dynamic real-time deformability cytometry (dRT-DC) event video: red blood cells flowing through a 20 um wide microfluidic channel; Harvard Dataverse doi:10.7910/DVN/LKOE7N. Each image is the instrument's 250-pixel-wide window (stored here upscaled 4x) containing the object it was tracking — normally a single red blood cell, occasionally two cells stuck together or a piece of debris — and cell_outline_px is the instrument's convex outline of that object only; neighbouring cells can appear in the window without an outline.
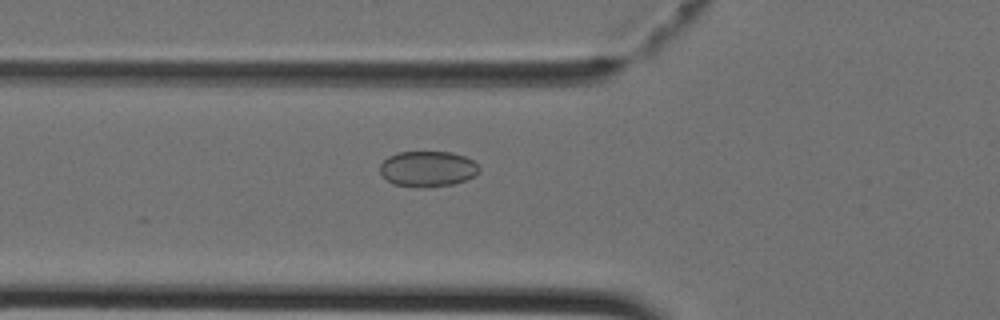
{"species": "Egyptian fruit bat (a non-hibernating species)", "species_latin": "Rousettus aegyptiacus", "temperature_condition": "cold", "stored_images_in_passage": 11, "camera_frame_rate_fps": 3000, "um_per_image_px": 0.085, "animal": {"sex": "female"}, "frame": {"image": 1, "passage_image": 7, "time_ms": 2.0, "image_size_px": [1000, 320], "cell_outline_px": [[480, 172], [476, 176], [452, 184], [428, 188], [416, 188], [392, 184], [380, 172], [380, 164], [388, 156], [400, 152], [452, 152], [464, 156], [472, 160], [480, 168]], "centroid_in_image_um": [36.36, 14.37], "position_along_channel_um": 89.4, "area_um2": 20.81}}
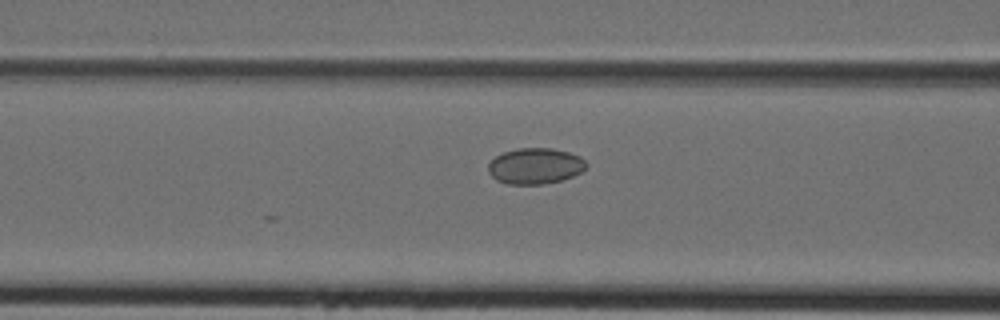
{"frame": {"image": 2, "passage_image": 9, "time_ms": 2.667, "image_size_px": [1000, 320], "cell_outline_px": [[588, 164], [580, 172], [572, 176], [560, 180], [544, 184], [508, 184], [496, 180], [488, 172], [488, 164], [496, 156], [504, 152], [520, 148], [552, 148], [568, 152], [580, 156]], "centroid_in_image_um": [45.48, 14.11], "position_along_channel_um": 121.1, "area_um2": 20.4}}
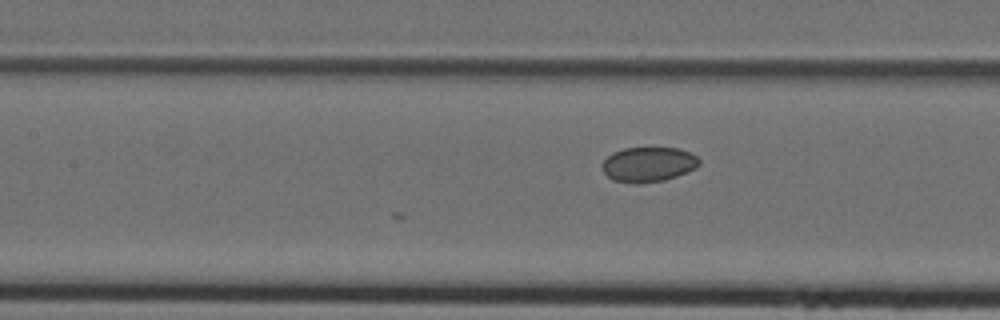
{"frame": {"image": 3, "passage_image": 11, "time_ms": 3.333, "image_size_px": [1000, 320], "cell_outline_px": [[700, 164], [696, 168], [676, 176], [664, 180], [640, 184], [636, 184], [612, 180], [604, 172], [600, 164], [612, 152], [624, 148], [680, 148], [696, 156], [700, 160]], "centroid_in_image_um": [55.09, 13.98], "position_along_channel_um": 152.3, "area_um2": 19.83}}